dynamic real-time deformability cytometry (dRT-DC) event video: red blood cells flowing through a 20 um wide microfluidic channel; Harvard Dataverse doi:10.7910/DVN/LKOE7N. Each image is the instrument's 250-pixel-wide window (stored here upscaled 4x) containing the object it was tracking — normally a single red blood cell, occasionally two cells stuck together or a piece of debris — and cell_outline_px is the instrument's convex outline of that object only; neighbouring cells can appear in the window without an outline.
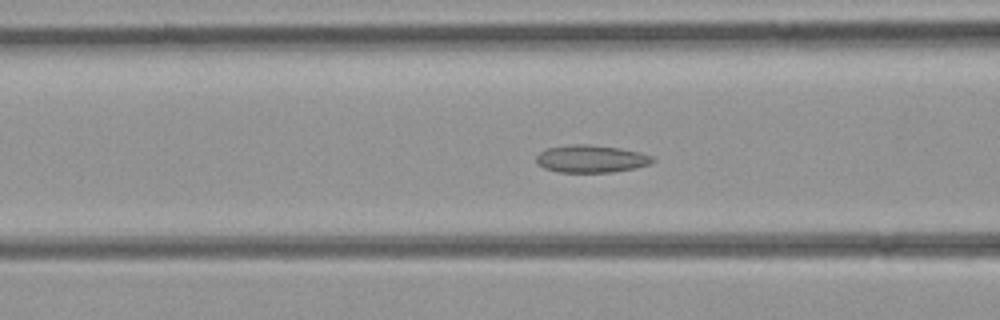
{"species": "common noctule bat (a hibernating species)", "species_latin": "Nyctalus noctula", "temperature_condition": "room temperature", "stored_images_in_passage": 44, "camera_frame_rate_fps": 3000, "um_per_image_px": 0.085, "animal": {"sex": "female", "body_mass_g": 21.9}, "frame": {"image": 1, "passage_image": 17, "time_ms": 5.333, "image_size_px": [1000, 320], "cell_outline_px": [[656, 160], [648, 164], [636, 168], [612, 172], [560, 172], [544, 168], [536, 164], [536, 156], [540, 152], [548, 148], [572, 144], [588, 144], [620, 148], [640, 152], [656, 156]], "centroid_in_image_um": [50.27, 13.5], "position_along_channel_um": 116.3, "area_um2": 18.79}}
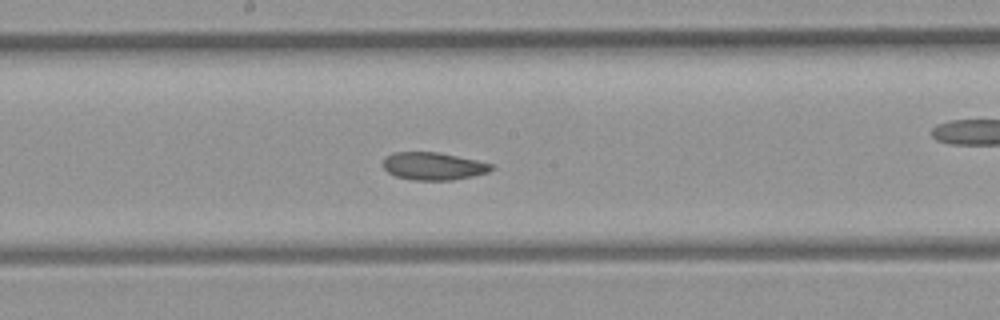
{"frame": {"image": 2, "passage_image": 23, "time_ms": 7.333, "image_size_px": [1000, 320], "cell_outline_px": [[492, 168], [488, 172], [472, 176], [452, 180], [412, 180], [396, 176], [388, 172], [384, 168], [384, 156], [392, 152], [440, 152], [476, 160], [492, 164]], "centroid_in_image_um": [36.8, 14.11], "position_along_channel_um": 211.4, "area_um2": 17.4}}
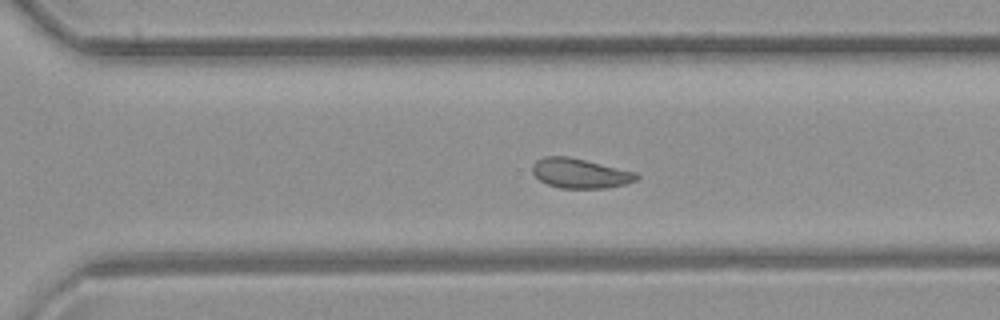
{"frame": {"image": 3, "passage_image": 30, "time_ms": 9.667, "image_size_px": [1000, 320], "cell_outline_px": [[640, 176], [636, 180], [624, 184], [608, 188], [560, 188], [548, 184], [540, 180], [532, 172], [532, 164], [536, 160], [544, 156], [568, 156], [636, 172]], "centroid_in_image_um": [49.29, 14.73], "position_along_channel_um": 321.3, "area_um2": 17.98}}